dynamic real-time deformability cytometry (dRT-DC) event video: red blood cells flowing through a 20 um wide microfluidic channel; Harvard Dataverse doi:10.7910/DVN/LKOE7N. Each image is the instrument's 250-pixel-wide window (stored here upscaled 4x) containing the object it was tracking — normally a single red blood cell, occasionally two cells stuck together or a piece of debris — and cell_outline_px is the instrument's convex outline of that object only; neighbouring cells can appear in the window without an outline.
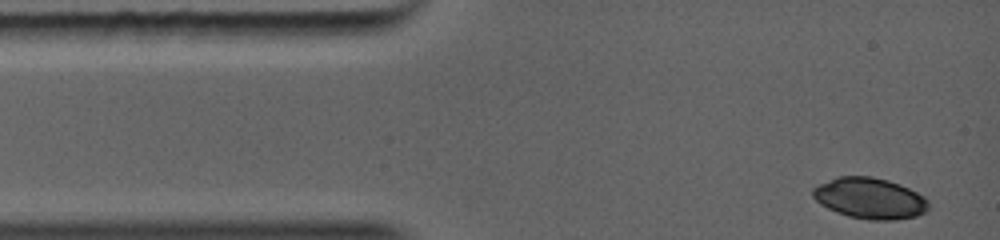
{"species": "common noctule bat (a hibernating species)", "species_latin": "Nyctalus noctula", "temperature_condition": "warm", "stored_images_in_passage": 62, "camera_frame_rate_fps": 5000, "um_per_image_px": 0.085, "animal": {"sex": "female", "body_mass_g": 19.0, "forearm_length_mm": 56.7}, "frame": {"image": 1, "passage_image": 1, "time_ms": 0.0, "image_size_px": [1000, 240], "cell_outline_px": [[928, 208], [924, 212], [916, 216], [896, 220], [868, 220], [848, 216], [836, 212], [820, 204], [812, 196], [812, 188], [836, 176], [872, 176], [888, 180], [900, 184], [924, 196], [928, 200]], "centroid_in_image_um": [73.92, 16.85], "position_along_channel_um": 11.1, "area_um2": 27.74}}
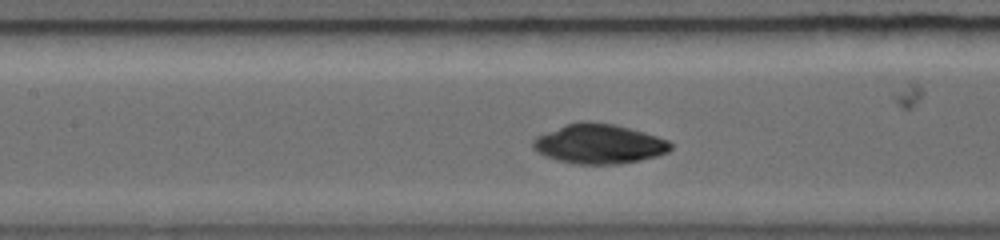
{"frame": {"image": 2, "passage_image": 25, "time_ms": 4.2, "image_size_px": [1000, 240], "cell_outline_px": [[672, 148], [668, 152], [656, 156], [640, 160], [620, 164], [572, 164], [556, 160], [544, 156], [536, 152], [532, 148], [532, 144], [540, 136], [572, 124], [604, 124], [652, 136], [664, 140], [672, 144]], "centroid_in_image_um": [50.9, 12.33], "position_along_channel_um": 156.5, "area_um2": 29.82}}
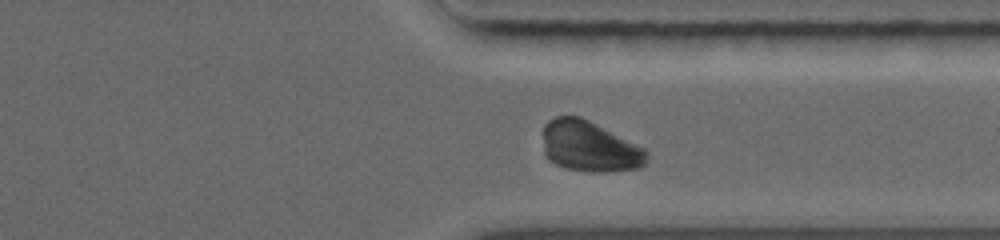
{"frame": {"image": 3, "passage_image": 54, "time_ms": 8.4, "image_size_px": [1000, 240], "cell_outline_px": [[648, 160], [640, 168], [612, 172], [584, 172], [564, 168], [556, 164], [544, 152], [544, 128], [548, 120], [556, 116], [580, 116], [644, 148], [648, 152]], "centroid_in_image_um": [50.13, 12.47], "position_along_channel_um": 361.3, "area_um2": 30.63}}